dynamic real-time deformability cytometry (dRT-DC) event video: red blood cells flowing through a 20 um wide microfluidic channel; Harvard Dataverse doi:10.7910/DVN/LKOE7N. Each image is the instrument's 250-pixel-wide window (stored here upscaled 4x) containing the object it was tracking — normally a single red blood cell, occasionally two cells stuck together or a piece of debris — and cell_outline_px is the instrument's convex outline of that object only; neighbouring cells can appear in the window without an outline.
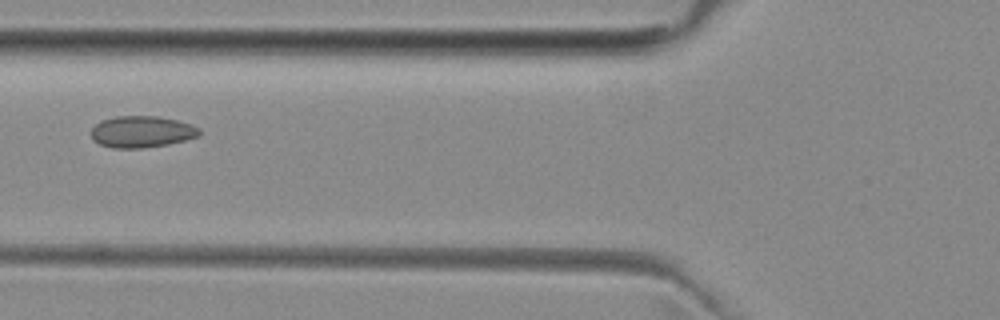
{"species": "common noctule bat (a hibernating species)", "species_latin": "Nyctalus noctula", "temperature_condition": "room temperature", "stored_images_in_passage": 6, "camera_frame_rate_fps": 3000, "um_per_image_px": 0.085, "animal": {"sex": "female", "body_mass_g": 29.2, "forearm_length_mm": 56.3}, "frame": {"image": 1, "passage_image": 6, "time_ms": 6.333, "image_size_px": [1000, 320], "cell_outline_px": [[200, 136], [168, 144], [144, 148], [112, 148], [100, 144], [92, 140], [92, 128], [100, 120], [116, 116], [160, 116], [192, 124], [200, 128]], "centroid_in_image_um": [12.05, 11.19], "position_along_channel_um": 113.7, "area_um2": 20.06}}